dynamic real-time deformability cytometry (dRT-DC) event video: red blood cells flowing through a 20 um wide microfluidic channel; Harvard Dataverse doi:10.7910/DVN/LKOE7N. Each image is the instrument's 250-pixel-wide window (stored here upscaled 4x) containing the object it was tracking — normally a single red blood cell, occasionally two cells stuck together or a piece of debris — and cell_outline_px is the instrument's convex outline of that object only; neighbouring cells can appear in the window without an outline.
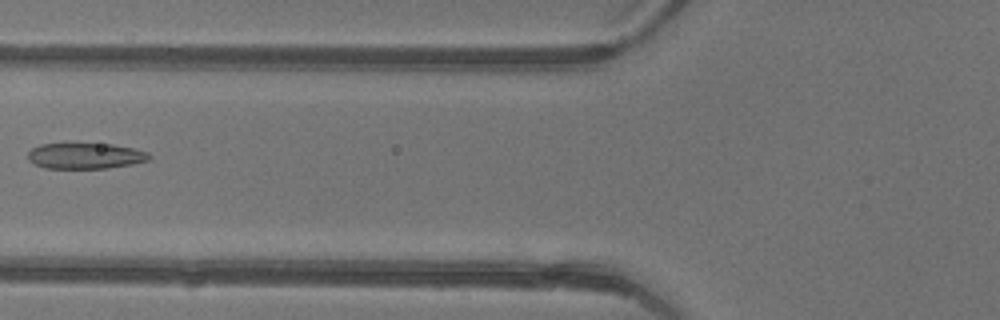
{"species": "common noctule bat (a hibernating species)", "species_latin": "Nyctalus noctula", "temperature_condition": "warm", "stored_images_in_passage": 5, "camera_frame_rate_fps": 3000, "um_per_image_px": 0.085, "animal": {"sex": "female"}, "frame": {"image": 1, "passage_image": 5, "time_ms": 1.333, "image_size_px": [1000, 320], "cell_outline_px": [[152, 156], [148, 160], [132, 164], [108, 168], [44, 168], [28, 160], [28, 152], [32, 148], [40, 144], [112, 144], [132, 148], [148, 152]], "centroid_in_image_um": [7.26, 13.25], "position_along_channel_um": 118.5, "area_um2": 18.15}}